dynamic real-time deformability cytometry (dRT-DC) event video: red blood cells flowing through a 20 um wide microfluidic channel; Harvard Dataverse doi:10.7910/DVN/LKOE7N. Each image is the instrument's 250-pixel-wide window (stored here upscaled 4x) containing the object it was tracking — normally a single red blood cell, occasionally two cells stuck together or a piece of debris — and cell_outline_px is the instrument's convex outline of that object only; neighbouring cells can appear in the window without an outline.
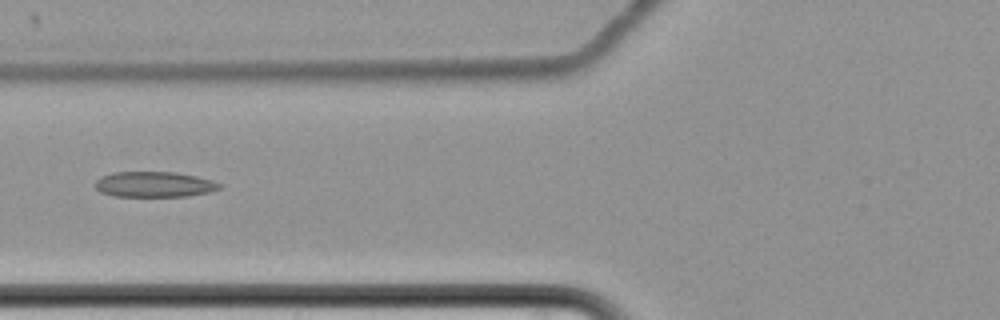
{"species": "common noctule bat (a hibernating species)", "species_latin": "Nyctalus noctula", "temperature_condition": "cold", "stored_images_in_passage": 5, "camera_frame_rate_fps": 3000, "um_per_image_px": 0.085, "animal": {"sex": "female", "body_mass_g": 22.7, "forearm_length_mm": 54.2}, "frame": {"image": 1, "passage_image": 3, "time_ms": 2.333, "image_size_px": [1000, 320], "cell_outline_px": [[224, 184], [220, 188], [212, 192], [188, 196], [112, 196], [100, 192], [96, 188], [96, 180], [100, 176], [112, 172], [176, 172], [196, 176], [212, 180]], "centroid_in_image_um": [13.14, 15.67], "position_along_channel_um": 112.7, "area_um2": 18.67}}
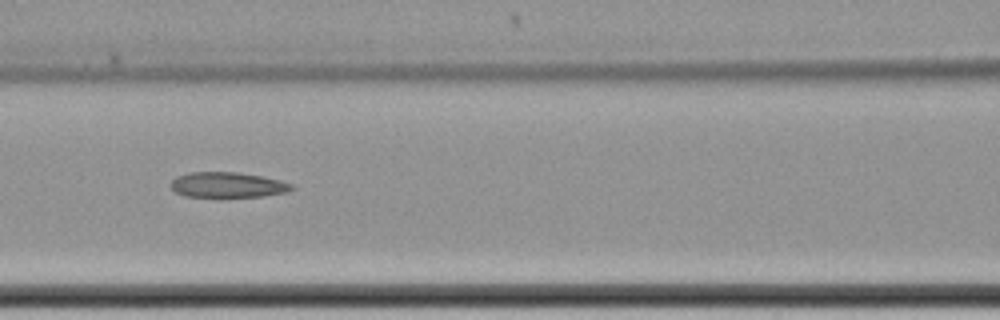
{"frame": {"image": 2, "passage_image": 4, "time_ms": 3.333, "image_size_px": [1000, 320], "cell_outline_px": [[296, 188], [288, 192], [264, 196], [184, 196], [176, 192], [168, 184], [176, 176], [188, 172], [236, 172], [260, 176], [280, 180], [292, 184]], "centroid_in_image_um": [19.34, 15.7], "position_along_channel_um": 147.3, "area_um2": 17.8}}
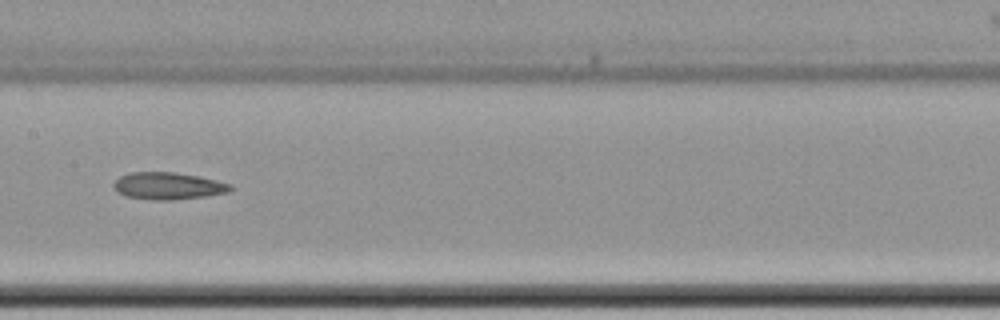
{"frame": {"image": 3, "passage_image": 5, "time_ms": 4.667, "image_size_px": [1000, 320], "cell_outline_px": [[236, 188], [228, 192], [204, 196], [172, 200], [152, 200], [124, 196], [112, 188], [112, 184], [120, 176], [132, 172], [172, 172], [200, 176], [232, 184]], "centroid_in_image_um": [14.29, 15.8], "position_along_channel_um": 193.1, "area_um2": 18.61}}